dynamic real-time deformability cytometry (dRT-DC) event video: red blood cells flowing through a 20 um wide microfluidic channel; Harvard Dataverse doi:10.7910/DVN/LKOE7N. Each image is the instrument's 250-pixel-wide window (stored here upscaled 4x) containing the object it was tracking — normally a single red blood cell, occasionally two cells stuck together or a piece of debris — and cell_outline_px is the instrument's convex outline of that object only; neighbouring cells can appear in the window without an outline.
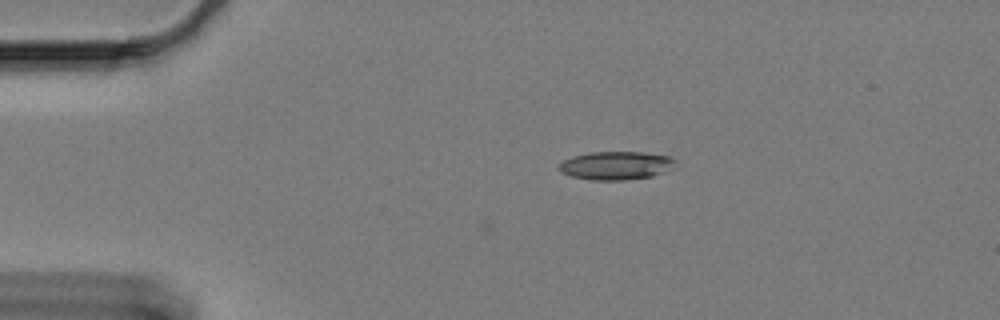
{"species": "Egyptian fruit bat (a non-hibernating species)", "species_latin": "Rousettus aegyptiacus", "temperature_condition": "cold", "stored_images_in_passage": 4, "camera_frame_rate_fps": 3000, "um_per_image_px": 0.085, "animal": {"sex": "female"}, "frame": {"image": 1, "passage_image": 4, "time_ms": 1.0, "image_size_px": [1000, 320], "cell_outline_px": [[676, 168], [652, 176], [628, 180], [592, 180], [572, 176], [560, 172], [560, 164], [564, 160], [572, 156], [592, 152], [644, 152], [668, 156], [676, 160]], "centroid_in_image_um": [52.42, 14.07], "position_along_channel_um": 32.6, "area_um2": 19.31}}